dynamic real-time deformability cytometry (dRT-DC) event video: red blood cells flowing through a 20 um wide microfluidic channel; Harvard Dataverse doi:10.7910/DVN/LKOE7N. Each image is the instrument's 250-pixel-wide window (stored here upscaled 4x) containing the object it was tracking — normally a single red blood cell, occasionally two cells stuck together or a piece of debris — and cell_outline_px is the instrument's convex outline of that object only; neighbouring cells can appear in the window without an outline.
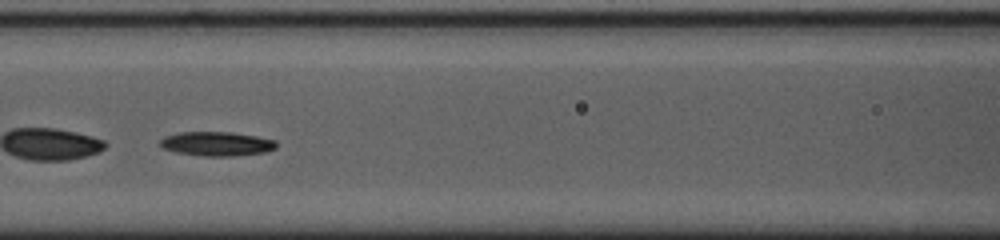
{"species": "common noctule bat (a hibernating species)", "species_latin": "Nyctalus noctula", "temperature_condition": "cold", "stored_images_in_passage": 50, "segment_of_instrument_passage": [2, 2], "camera_frame_rate_fps": 3000, "um_per_image_px": 0.085, "animal": {"sex": "female", "body_mass_g": 23.0, "forearm_length_mm": 53.4}, "frame": {"image": 1, "passage_image": 20, "time_ms": 6.333, "image_size_px": [1000, 240], "cell_outline_px": [[276, 148], [264, 152], [232, 156], [208, 156], [176, 152], [164, 148], [160, 144], [160, 140], [164, 136], [180, 132], [232, 132], [256, 136], [276, 140]], "centroid_in_image_um": [18.43, 12.21], "position_along_channel_um": 148.2, "area_um2": 16.24}}
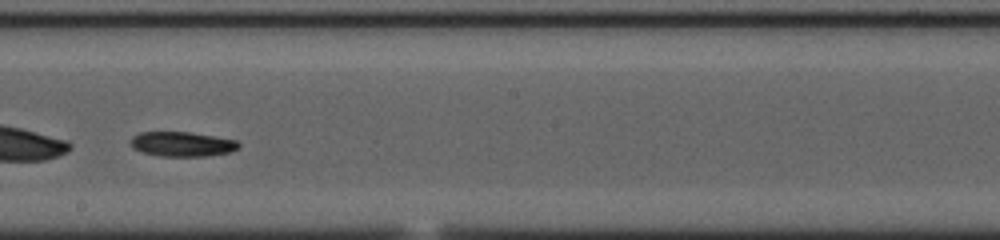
{"frame": {"image": 2, "passage_image": 27, "time_ms": 8.667, "image_size_px": [1000, 240], "cell_outline_px": [[240, 148], [232, 152], [204, 156], [160, 156], [144, 152], [132, 148], [128, 144], [132, 136], [140, 132], [188, 132], [236, 140], [240, 144]], "centroid_in_image_um": [15.46, 12.25], "position_along_channel_um": 232.7, "area_um2": 15.61}}